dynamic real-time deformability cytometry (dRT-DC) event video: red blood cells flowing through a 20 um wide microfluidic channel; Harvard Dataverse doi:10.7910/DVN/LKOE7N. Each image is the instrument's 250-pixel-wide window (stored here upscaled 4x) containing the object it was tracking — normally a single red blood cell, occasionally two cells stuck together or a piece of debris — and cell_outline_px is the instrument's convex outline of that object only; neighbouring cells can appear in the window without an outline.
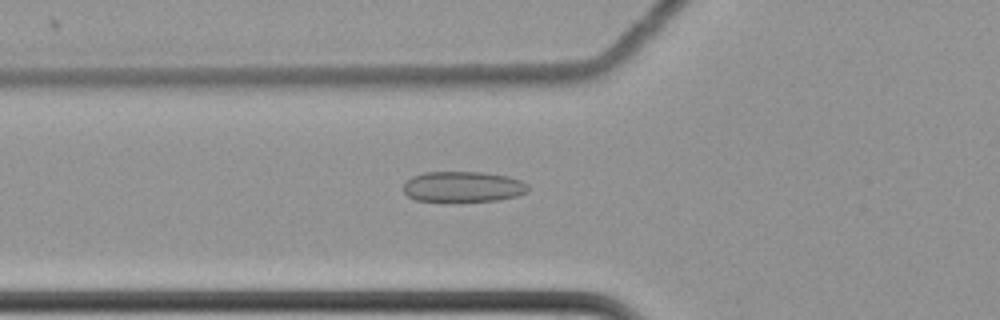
{"species": "common noctule bat (a hibernating species)", "species_latin": "Nyctalus noctula", "temperature_condition": "cold", "stored_images_in_passage": 52, "camera_frame_rate_fps": 3000, "um_per_image_px": 0.085, "animal": {"sex": "female", "body_mass_g": 22.7, "forearm_length_mm": 54.2}, "frame": {"image": 1, "passage_image": 15, "time_ms": 4.667, "image_size_px": [1000, 320], "cell_outline_px": [[528, 192], [516, 196], [496, 200], [448, 204], [416, 200], [408, 196], [404, 192], [404, 184], [412, 176], [424, 172], [484, 172], [508, 176], [520, 180], [528, 184]], "centroid_in_image_um": [39.33, 15.91], "position_along_channel_um": 86.5, "area_um2": 23.06}}
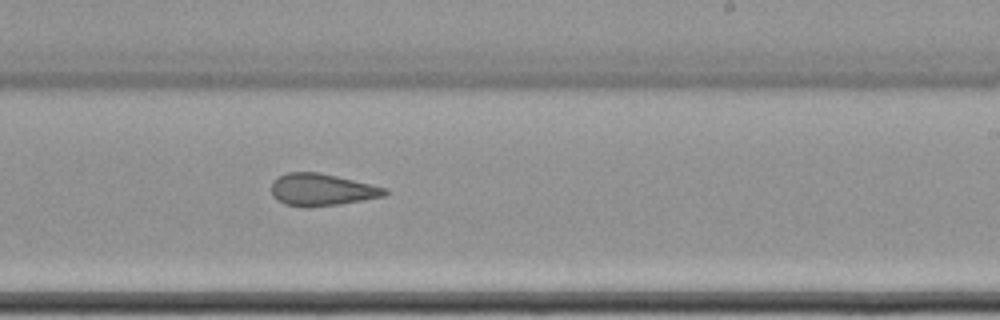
{"frame": {"image": 2, "passage_image": 30, "time_ms": 9.667, "image_size_px": [1000, 320], "cell_outline_px": [[388, 192], [384, 196], [340, 204], [308, 208], [284, 204], [276, 200], [272, 196], [272, 180], [288, 172], [320, 172], [388, 188]], "centroid_in_image_um": [27.33, 16.13], "position_along_channel_um": 261.7, "area_um2": 21.39}}
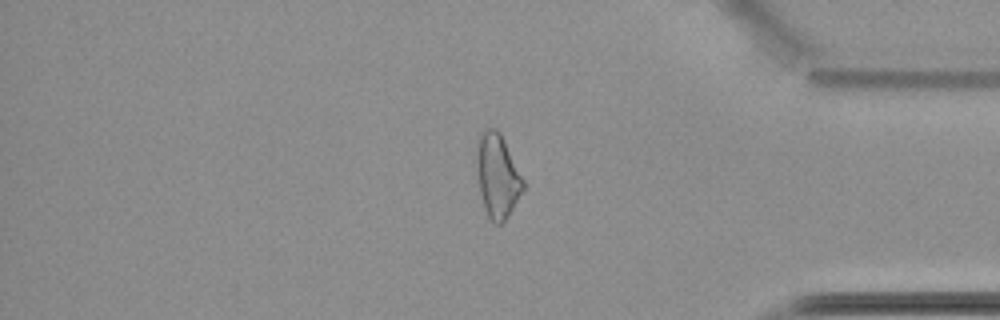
{"frame": {"image": 3, "passage_image": 43, "time_ms": 14.0, "image_size_px": [1000, 320], "cell_outline_px": [[524, 188], [508, 216], [500, 224], [492, 224], [484, 208], [480, 192], [476, 172], [476, 144], [480, 132], [488, 128], [496, 128], [500, 132], [524, 180]], "centroid_in_image_um": [42.25, 14.93], "position_along_channel_um": 392.9, "area_um2": 22.83}, "authors_computed_cell_mechanics": {"area_um2": 22.9466, "velocity_mm_per_s": 3.5023, "shape_relaxation_time_tau1_ms": null, "shape_relaxation_time_tau2_ms": 2.7528, "deformation_change_tau1": null, "deformation_change_tau2": 0.1216}}